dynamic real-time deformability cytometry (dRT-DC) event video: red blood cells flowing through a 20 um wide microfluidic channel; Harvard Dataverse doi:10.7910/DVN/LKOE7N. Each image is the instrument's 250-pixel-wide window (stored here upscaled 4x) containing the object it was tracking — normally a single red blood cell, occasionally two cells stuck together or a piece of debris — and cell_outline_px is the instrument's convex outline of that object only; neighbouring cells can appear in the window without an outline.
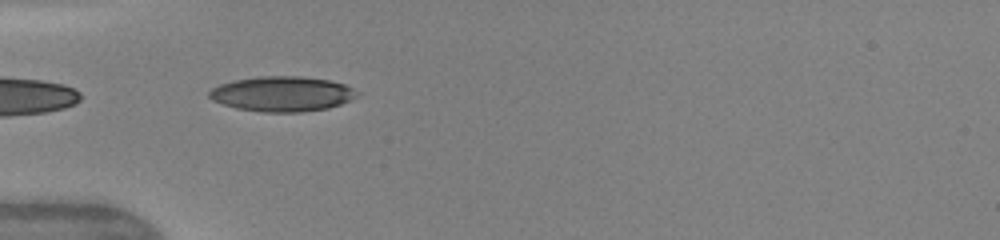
{"species": "human", "species_latin": "Homo sapiens", "temperature_condition": "warm", "stored_images_in_passage": 15, "camera_frame_rate_fps": 3000, "um_per_image_px": 0.085, "donor": {"sex": "female"}, "frame": {"image": 1, "passage_image": 1, "time_ms": 0.0, "image_size_px": [1000, 240], "cell_outline_px": [[360, 96], [352, 100], [328, 108], [300, 112], [264, 112], [236, 108], [212, 100], [208, 96], [208, 92], [212, 88], [220, 84], [232, 80], [260, 76], [300, 76], [328, 80], [344, 84], [360, 92]], "centroid_in_image_um": [24.0, 7.98], "position_along_channel_um": 61.0, "area_um2": 30.35}}